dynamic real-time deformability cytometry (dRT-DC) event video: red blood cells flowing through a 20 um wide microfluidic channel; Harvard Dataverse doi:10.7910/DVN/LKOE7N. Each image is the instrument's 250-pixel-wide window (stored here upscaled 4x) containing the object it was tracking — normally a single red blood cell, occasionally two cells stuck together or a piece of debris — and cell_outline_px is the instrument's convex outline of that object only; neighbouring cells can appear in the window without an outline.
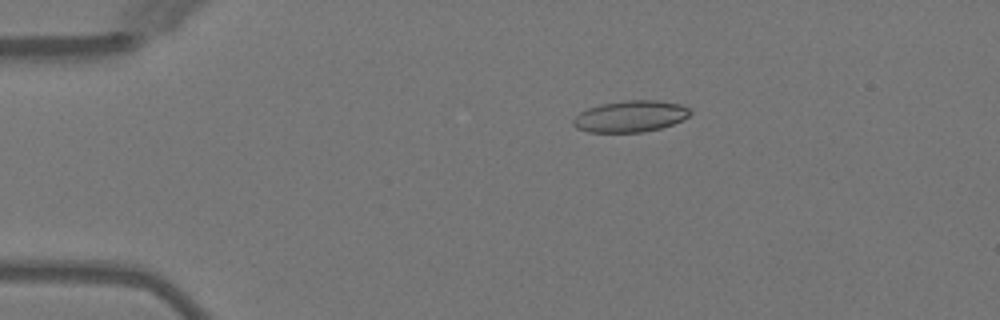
{"species": "Egyptian fruit bat (a non-hibernating species)", "species_latin": "Rousettus aegyptiacus", "temperature_condition": "warm", "stored_images_in_passage": 10, "camera_frame_rate_fps": 3000, "um_per_image_px": 0.085, "animal": {"sex": "female"}, "frame": {"image": 1, "passage_image": 2, "time_ms": 0.333, "image_size_px": [1000, 320], "cell_outline_px": [[692, 112], [688, 116], [672, 124], [660, 128], [644, 132], [588, 132], [576, 128], [572, 124], [572, 120], [580, 112], [588, 108], [600, 104], [628, 100], [656, 100], [680, 104], [688, 108]], "centroid_in_image_um": [53.55, 9.89], "position_along_channel_um": 31.4, "area_um2": 21.33}}
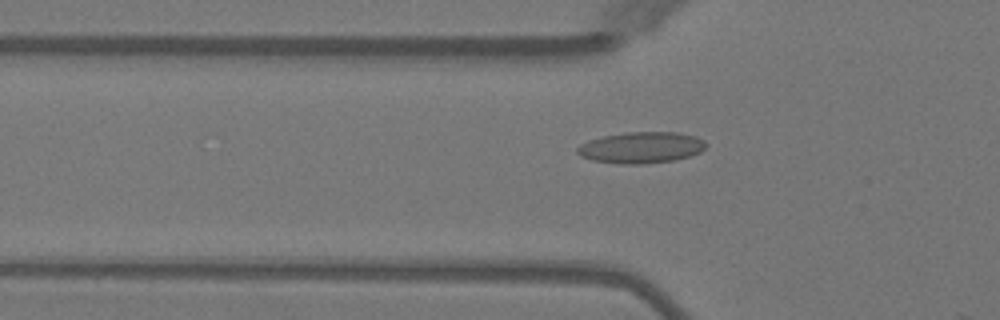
{"frame": {"image": 2, "passage_image": 9, "time_ms": 2.667, "image_size_px": [1000, 320], "cell_outline_px": [[708, 144], [700, 152], [692, 156], [672, 160], [644, 164], [620, 164], [592, 160], [580, 156], [576, 152], [576, 148], [580, 144], [588, 140], [604, 136], [628, 132], [676, 132], [696, 136], [704, 140]], "centroid_in_image_um": [54.5, 12.54], "position_along_channel_um": 71.3, "area_um2": 23.58}}